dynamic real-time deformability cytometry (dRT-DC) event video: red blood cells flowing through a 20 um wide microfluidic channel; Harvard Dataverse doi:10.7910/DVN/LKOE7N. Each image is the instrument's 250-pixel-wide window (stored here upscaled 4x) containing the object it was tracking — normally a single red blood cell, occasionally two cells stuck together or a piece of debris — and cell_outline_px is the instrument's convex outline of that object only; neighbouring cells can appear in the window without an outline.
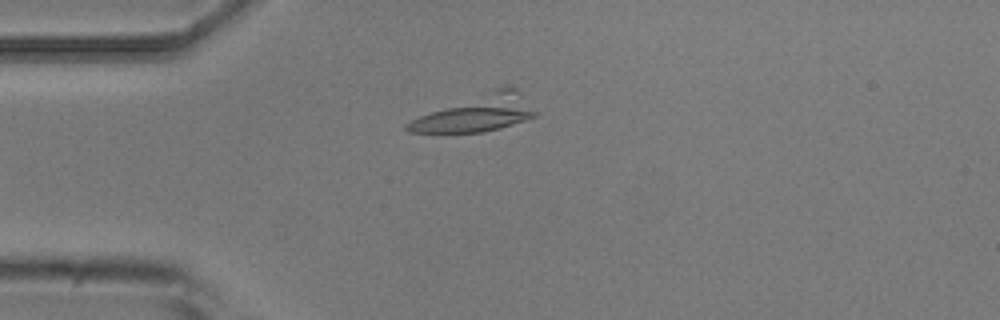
{"species": "common noctule bat (a hibernating species)", "species_latin": "Nyctalus noctula", "temperature_condition": "room temperature", "stored_images_in_passage": 7, "camera_frame_rate_fps": 3000, "um_per_image_px": 0.085, "animal": {"sex": "male", "body_mass_g": 20.5, "forearm_length_mm": 52.5}, "frame": {"image": 1, "passage_image": 4, "time_ms": 4.333, "image_size_px": [1000, 320], "cell_outline_px": [[536, 116], [500, 128], [484, 132], [408, 132], [404, 128], [404, 124], [420, 116], [496, 88], [516, 84], [536, 112]], "centroid_in_image_um": [40.57, 9.62], "position_along_channel_um": 44.4, "area_um2": 26.53}}